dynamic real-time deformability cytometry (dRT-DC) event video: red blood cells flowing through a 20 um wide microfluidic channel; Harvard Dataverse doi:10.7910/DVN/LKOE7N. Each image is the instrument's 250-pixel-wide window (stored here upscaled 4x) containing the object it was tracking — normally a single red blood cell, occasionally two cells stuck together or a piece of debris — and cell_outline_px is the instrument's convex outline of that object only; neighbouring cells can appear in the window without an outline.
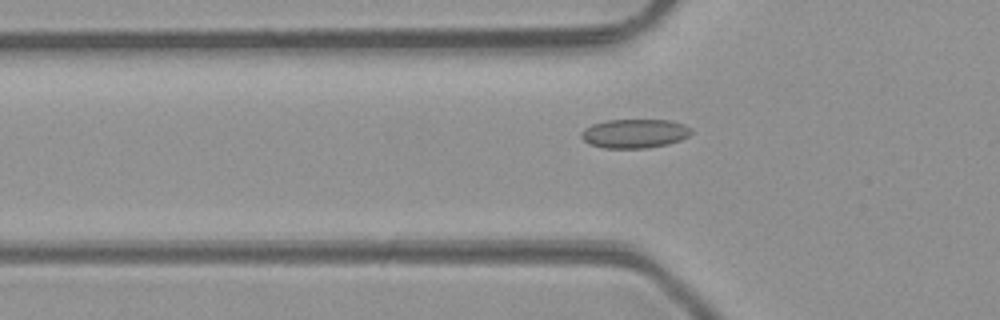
{"species": "common noctule bat (a hibernating species)", "species_latin": "Nyctalus noctula", "temperature_condition": "room temperature", "stored_images_in_passage": 46, "camera_frame_rate_fps": 3000, "um_per_image_px": 0.085, "animal": {"sex": "male", "body_mass_g": 23.1, "forearm_length_mm": 52.7}, "frame": {"image": 1, "passage_image": 17, "time_ms": 5.333, "image_size_px": [1000, 320], "cell_outline_px": [[692, 132], [688, 136], [680, 140], [668, 144], [648, 148], [604, 148], [588, 144], [580, 136], [580, 132], [584, 128], [592, 124], [608, 120], [668, 120], [684, 124], [692, 128]], "centroid_in_image_um": [53.93, 11.35], "position_along_channel_um": 71.9, "area_um2": 18.73}}
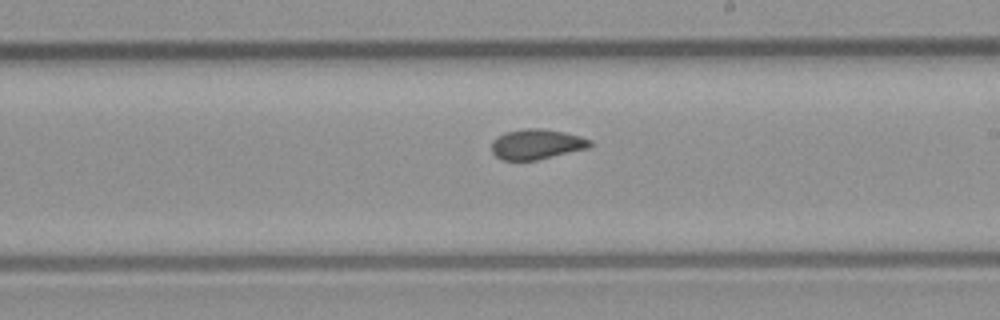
{"frame": {"image": 2, "passage_image": 29, "time_ms": 9.333, "image_size_px": [1000, 320], "cell_outline_px": [[592, 144], [588, 148], [536, 160], [500, 160], [492, 152], [492, 140], [504, 132], [528, 128], [540, 128], [564, 132], [580, 136], [592, 140]], "centroid_in_image_um": [45.6, 12.25], "position_along_channel_um": 243.4, "area_um2": 17.28}}
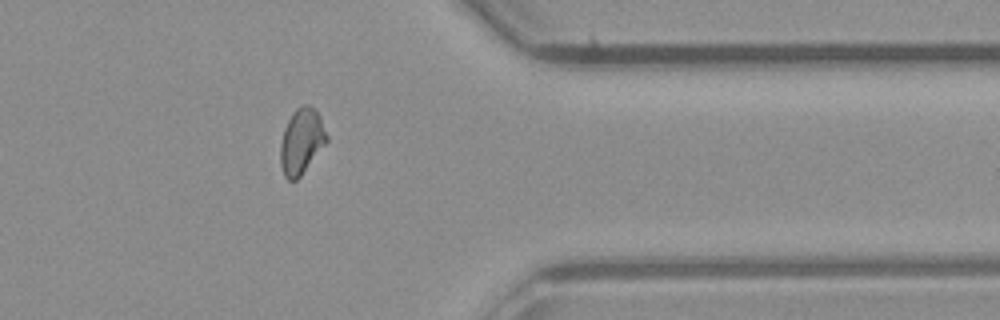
{"frame": {"image": 3, "passage_image": 40, "time_ms": 13.0, "image_size_px": [1000, 320], "cell_outline_px": [[328, 140], [300, 176], [296, 180], [288, 180], [284, 176], [280, 164], [280, 144], [284, 128], [292, 112], [296, 108], [304, 104], [308, 104], [320, 116], [328, 136]], "centroid_in_image_um": [25.61, 12.0], "position_along_channel_um": 385.8, "area_um2": 17.57}}